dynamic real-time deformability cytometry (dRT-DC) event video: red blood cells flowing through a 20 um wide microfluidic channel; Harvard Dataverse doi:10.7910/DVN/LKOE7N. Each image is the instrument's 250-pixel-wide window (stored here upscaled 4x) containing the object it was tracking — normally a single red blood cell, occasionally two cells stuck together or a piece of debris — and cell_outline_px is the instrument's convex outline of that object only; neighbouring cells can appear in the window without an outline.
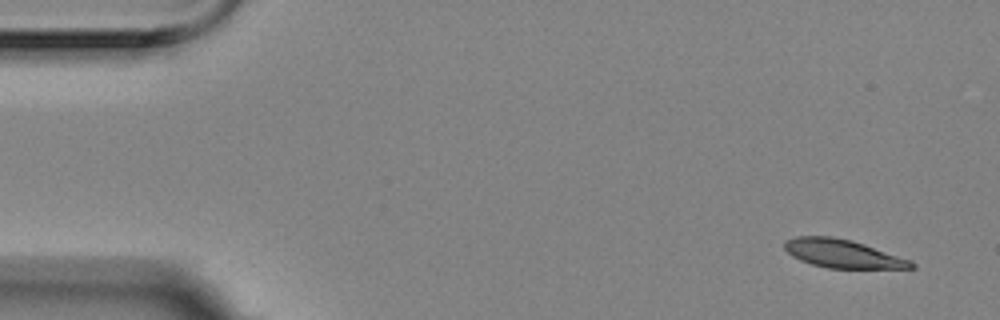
{"species": "Egyptian fruit bat (a non-hibernating species)", "species_latin": "Rousettus aegyptiacus", "temperature_condition": "room temperature", "stored_images_in_passage": 5, "camera_frame_rate_fps": 3000, "um_per_image_px": 0.085, "animal": {"sex": "female"}, "frame": {"image": 1, "passage_image": 1, "time_ms": 0.0, "image_size_px": [1000, 320], "cell_outline_px": [[916, 268], [828, 268], [812, 264], [800, 260], [792, 256], [784, 248], [784, 240], [796, 236], [832, 236], [852, 240], [912, 260], [916, 264]], "centroid_in_image_um": [71.63, 21.55], "position_along_channel_um": 13.4, "area_um2": 20.98}}
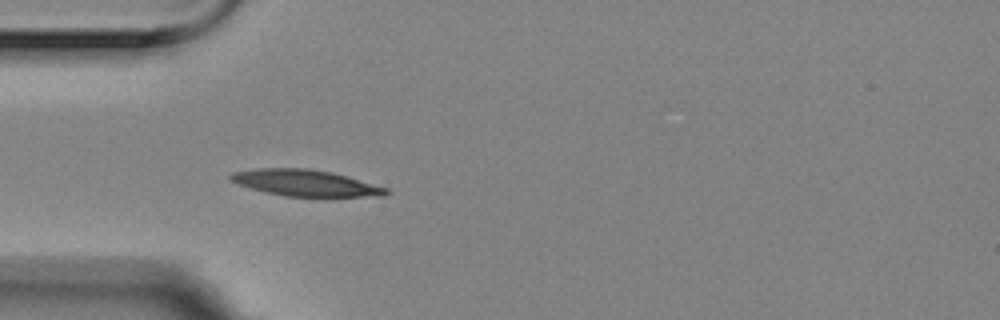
{"frame": {"image": 2, "passage_image": 5, "time_ms": 1.333, "image_size_px": [1000, 320], "cell_outline_px": [[392, 192], [384, 196], [284, 196], [252, 188], [228, 180], [228, 176], [232, 172], [260, 168], [308, 168], [332, 172], [388, 188]], "centroid_in_image_um": [25.98, 15.54], "position_along_channel_um": 59.0, "area_um2": 23.64}}